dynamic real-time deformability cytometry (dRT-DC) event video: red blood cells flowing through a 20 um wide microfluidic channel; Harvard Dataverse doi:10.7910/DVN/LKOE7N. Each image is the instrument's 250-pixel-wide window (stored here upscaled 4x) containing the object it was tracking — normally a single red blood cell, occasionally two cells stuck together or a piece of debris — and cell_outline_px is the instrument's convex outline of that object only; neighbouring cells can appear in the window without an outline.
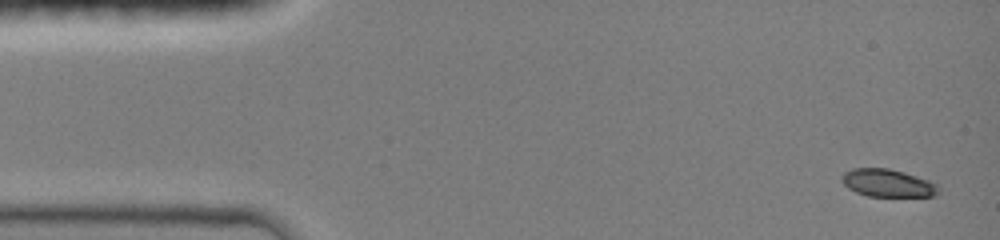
{"species": "common noctule bat (a hibernating species)", "species_latin": "Nyctalus noctula", "temperature_condition": "room temperature", "stored_images_in_passage": 19, "camera_frame_rate_fps": 3000, "um_per_image_px": 0.085, "animal": {"sex": "female", "body_mass_g": 19.0, "forearm_length_mm": 51.5}, "frame": {"image": 1, "passage_image": 1, "time_ms": 0.0, "image_size_px": [1000, 240], "cell_outline_px": [[936, 192], [932, 196], [868, 196], [856, 192], [848, 188], [844, 184], [844, 172], [852, 168], [888, 168], [904, 172], [928, 180], [936, 184]], "centroid_in_image_um": [75.42, 15.55], "position_along_channel_um": 9.6, "area_um2": 15.2}}
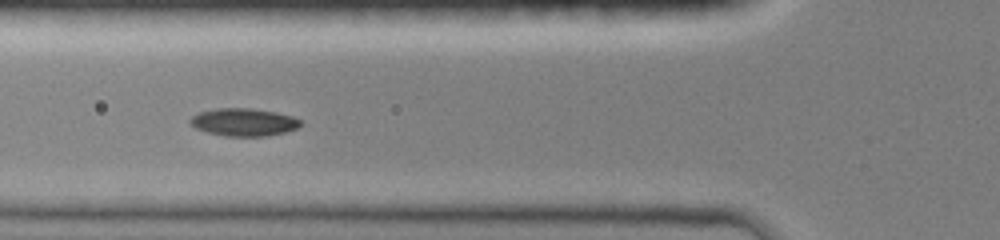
{"frame": {"image": 2, "passage_image": 11, "time_ms": 5.0, "image_size_px": [1000, 240], "cell_outline_px": [[300, 124], [296, 128], [284, 132], [264, 136], [228, 136], [208, 132], [196, 128], [188, 120], [192, 116], [200, 112], [216, 108], [252, 108], [276, 112], [292, 116], [300, 120]], "centroid_in_image_um": [20.7, 10.37], "position_along_channel_um": 105.1, "area_um2": 17.57}}
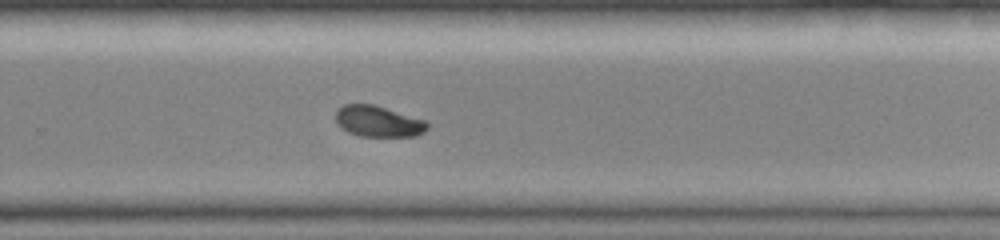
{"frame": {"image": 3, "passage_image": 19, "time_ms": 9.667, "image_size_px": [1000, 240], "cell_outline_px": [[428, 128], [424, 132], [416, 136], [360, 136], [348, 132], [336, 124], [336, 108], [344, 104], [376, 104], [424, 120], [428, 124]], "centroid_in_image_um": [32.12, 10.3], "position_along_channel_um": 297.7, "area_um2": 16.7}}